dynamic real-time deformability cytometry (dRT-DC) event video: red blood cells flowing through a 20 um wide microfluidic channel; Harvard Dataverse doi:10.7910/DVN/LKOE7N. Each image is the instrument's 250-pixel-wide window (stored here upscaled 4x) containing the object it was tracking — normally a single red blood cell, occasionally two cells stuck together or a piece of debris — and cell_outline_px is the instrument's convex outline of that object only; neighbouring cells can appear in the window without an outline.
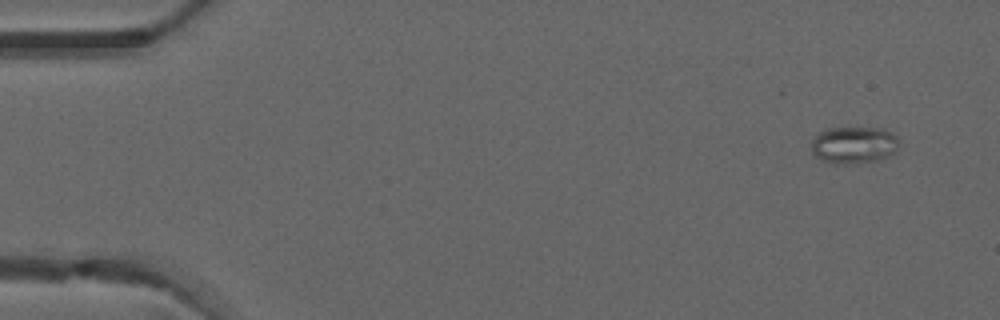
{"species": "common noctule bat (a hibernating species)", "species_latin": "Nyctalus noctula", "temperature_condition": "warm", "stored_images_in_passage": 3, "camera_frame_rate_fps": 3000, "um_per_image_px": 0.085, "animal": {"sex": "male", "forearm_length_mm": 52.5}, "frame": {"image": 1, "passage_image": 1, "time_ms": 0.0, "image_size_px": [1000, 320], "cell_outline_px": [[900, 140], [896, 152], [888, 156], [876, 160], [856, 164], [836, 164], [824, 160], [816, 156], [812, 152], [812, 140], [820, 132], [828, 128], [884, 128], [892, 132]], "centroid_in_image_um": [72.62, 12.32], "position_along_channel_um": 12.4, "area_um2": 19.02}}